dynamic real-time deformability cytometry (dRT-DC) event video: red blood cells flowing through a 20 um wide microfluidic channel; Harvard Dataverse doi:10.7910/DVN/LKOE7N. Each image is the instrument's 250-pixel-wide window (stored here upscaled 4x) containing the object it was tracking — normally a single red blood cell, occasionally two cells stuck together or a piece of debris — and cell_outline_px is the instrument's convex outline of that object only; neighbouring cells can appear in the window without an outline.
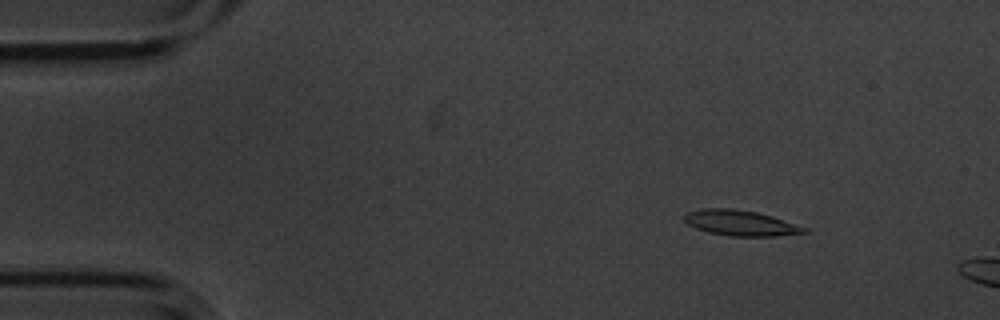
{"species": "common noctule bat (a hibernating species)", "species_latin": "Nyctalus noctula", "temperature_condition": "cold", "stored_images_in_passage": 3, "camera_frame_rate_fps": 3000, "um_per_image_px": 0.085, "animal": {"sex": "male", "body_mass_g": 20.1, "forearm_length_mm": 53.5}, "frame": {"image": 1, "passage_image": 1, "time_ms": 0.0, "image_size_px": [1000, 320], "cell_outline_px": [[808, 232], [776, 236], [728, 236], [708, 232], [696, 228], [688, 224], [684, 220], [684, 212], [704, 208], [732, 208], [756, 212], [772, 216], [808, 228]], "centroid_in_image_um": [62.92, 18.95], "position_along_channel_um": 22.1, "area_um2": 17.86}}